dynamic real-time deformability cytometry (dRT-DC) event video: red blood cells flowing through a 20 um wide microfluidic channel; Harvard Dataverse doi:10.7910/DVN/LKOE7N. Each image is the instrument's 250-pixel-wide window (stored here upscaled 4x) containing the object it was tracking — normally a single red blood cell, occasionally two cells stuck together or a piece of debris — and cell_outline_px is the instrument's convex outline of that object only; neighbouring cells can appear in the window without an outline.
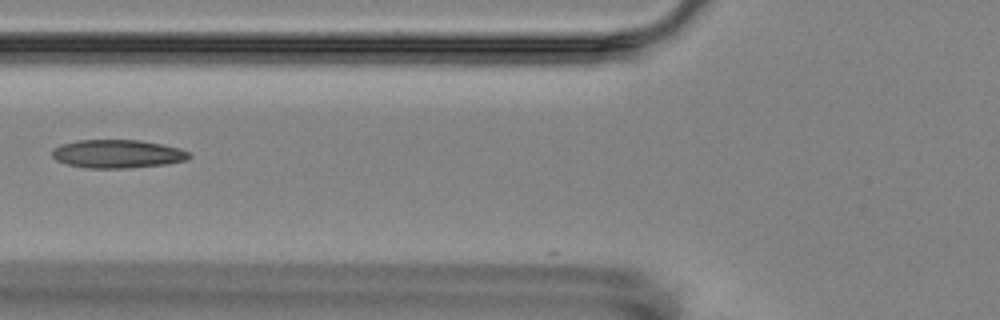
{"species": "Egyptian fruit bat (a non-hibernating species)", "species_latin": "Rousettus aegyptiacus", "temperature_condition": "room temperature", "stored_images_in_passage": 8, "camera_frame_rate_fps": 3000, "um_per_image_px": 0.085, "animal": {"sex": "female"}, "frame": {"image": 1, "passage_image": 5, "time_ms": 5.667, "image_size_px": [1000, 320], "cell_outline_px": [[192, 156], [188, 160], [164, 164], [124, 168], [88, 168], [68, 164], [56, 160], [52, 156], [52, 148], [60, 144], [76, 140], [140, 140], [180, 148], [188, 152]], "centroid_in_image_um": [9.96, 13.07], "position_along_channel_um": 115.8, "area_um2": 22.6}}
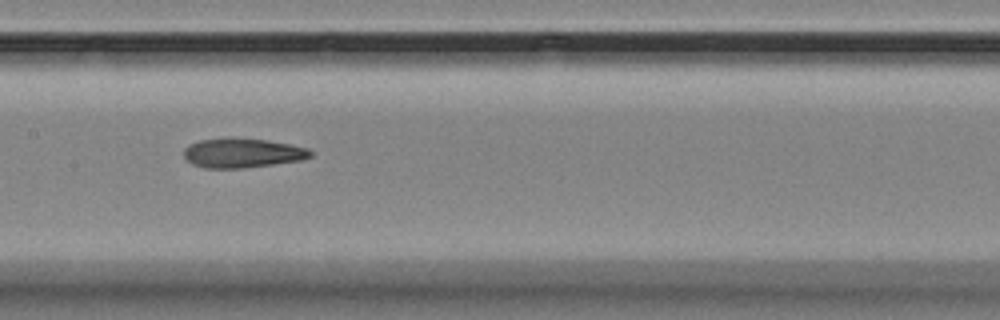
{"frame": {"image": 2, "passage_image": 7, "time_ms": 7.667, "image_size_px": [1000, 320], "cell_outline_px": [[312, 156], [300, 160], [244, 168], [204, 168], [192, 164], [184, 156], [184, 148], [188, 144], [200, 140], [268, 140], [308, 148], [312, 152]], "centroid_in_image_um": [20.6, 13.04], "position_along_channel_um": 186.8, "area_um2": 20.98}}
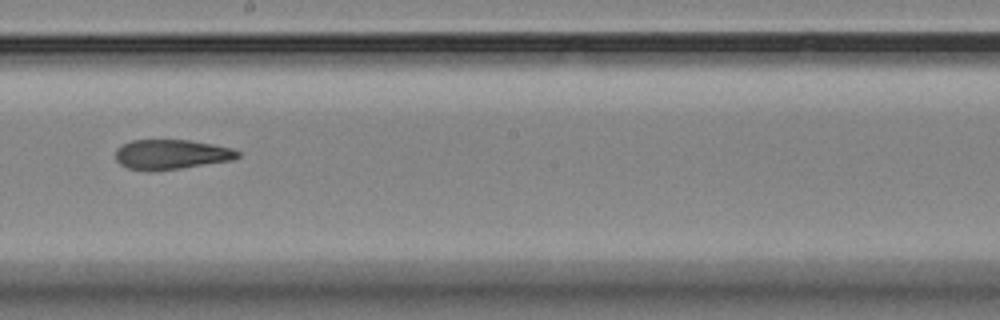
{"frame": {"image": 3, "passage_image": 8, "time_ms": 9.0, "image_size_px": [1000, 320], "cell_outline_px": [[240, 156], [232, 160], [180, 168], [152, 172], [148, 172], [128, 168], [120, 164], [116, 160], [116, 148], [132, 140], [188, 140], [212, 144], [232, 148], [240, 152]], "centroid_in_image_um": [14.54, 13.13], "position_along_channel_um": 233.7, "area_um2": 21.27}}